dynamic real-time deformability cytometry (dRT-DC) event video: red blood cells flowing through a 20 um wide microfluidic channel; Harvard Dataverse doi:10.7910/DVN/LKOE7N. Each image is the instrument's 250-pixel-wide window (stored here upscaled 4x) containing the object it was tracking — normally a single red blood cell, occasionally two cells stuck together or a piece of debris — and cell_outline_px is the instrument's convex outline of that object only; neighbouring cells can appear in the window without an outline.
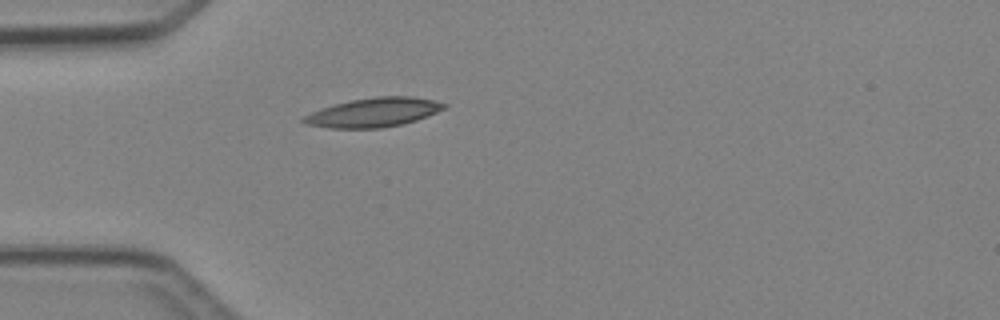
{"species": "Egyptian fruit bat (a non-hibernating species)", "species_latin": "Rousettus aegyptiacus", "temperature_condition": "cold", "stored_images_in_passage": 4, "camera_frame_rate_fps": 3000, "um_per_image_px": 0.085, "animal": {"sex": "female"}, "frame": {"image": 1, "passage_image": 4, "time_ms": 4.333, "image_size_px": [1000, 320], "cell_outline_px": [[448, 104], [444, 108], [436, 112], [416, 120], [400, 124], [380, 128], [328, 128], [308, 124], [300, 120], [304, 116], [320, 108], [352, 100], [376, 96], [412, 96], [432, 100]], "centroid_in_image_um": [31.74, 9.55], "position_along_channel_um": 53.3, "area_um2": 23.52}}